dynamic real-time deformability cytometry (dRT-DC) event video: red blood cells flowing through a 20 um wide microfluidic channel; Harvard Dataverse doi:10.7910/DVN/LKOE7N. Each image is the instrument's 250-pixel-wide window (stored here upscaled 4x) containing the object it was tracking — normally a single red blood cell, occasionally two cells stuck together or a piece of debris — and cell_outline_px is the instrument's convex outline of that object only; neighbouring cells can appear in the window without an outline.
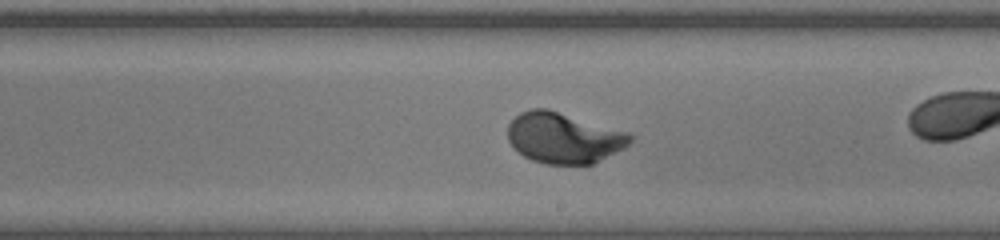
{"species": "human", "species_latin": "Homo sapiens", "temperature_condition": "warm", "stored_images_in_passage": 37, "camera_frame_rate_fps": 3000, "um_per_image_px": 0.085, "donor": {"sex": "female"}, "frame": {"image": 1, "passage_image": 27, "time_ms": 8.667, "image_size_px": [1000, 240], "cell_outline_px": [[636, 136], [624, 148], [592, 164], [544, 164], [532, 160], [524, 156], [508, 140], [508, 124], [520, 112], [532, 108], [548, 108], [628, 132]], "centroid_in_image_um": [47.93, 11.71], "position_along_channel_um": 241.1, "area_um2": 36.18}}